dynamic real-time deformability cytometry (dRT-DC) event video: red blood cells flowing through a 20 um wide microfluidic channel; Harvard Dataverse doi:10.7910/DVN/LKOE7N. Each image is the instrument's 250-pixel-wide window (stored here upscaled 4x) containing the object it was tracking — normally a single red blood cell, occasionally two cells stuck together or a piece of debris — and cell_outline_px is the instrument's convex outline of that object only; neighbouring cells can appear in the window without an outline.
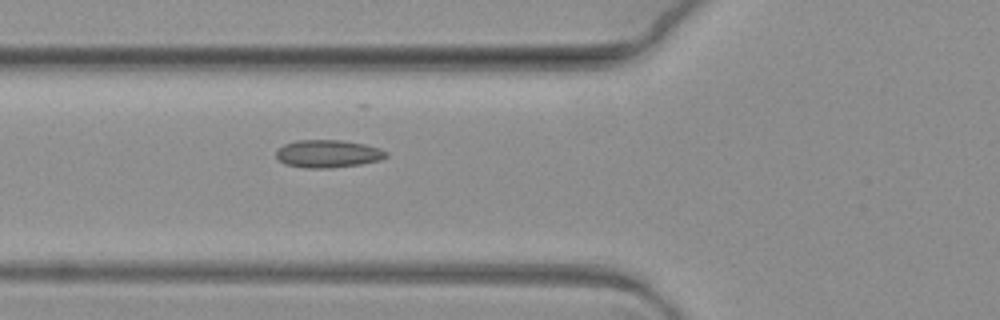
{"species": "common noctule bat (a hibernating species)", "species_latin": "Nyctalus noctula", "temperature_condition": "warm", "stored_images_in_passage": 4, "camera_frame_rate_fps": 3000, "um_per_image_px": 0.085, "animal": {"sex": "female", "body_mass_g": 19.3, "forearm_length_mm": 54.1}, "frame": {"image": 1, "passage_image": 4, "time_ms": 1.0, "image_size_px": [1000, 320], "cell_outline_px": [[388, 156], [380, 160], [360, 164], [328, 168], [304, 168], [284, 164], [276, 156], [276, 152], [284, 144], [296, 140], [340, 140], [364, 144], [380, 148], [388, 152]], "centroid_in_image_um": [27.88, 13.07], "position_along_channel_um": 97.9, "area_um2": 17.74}}